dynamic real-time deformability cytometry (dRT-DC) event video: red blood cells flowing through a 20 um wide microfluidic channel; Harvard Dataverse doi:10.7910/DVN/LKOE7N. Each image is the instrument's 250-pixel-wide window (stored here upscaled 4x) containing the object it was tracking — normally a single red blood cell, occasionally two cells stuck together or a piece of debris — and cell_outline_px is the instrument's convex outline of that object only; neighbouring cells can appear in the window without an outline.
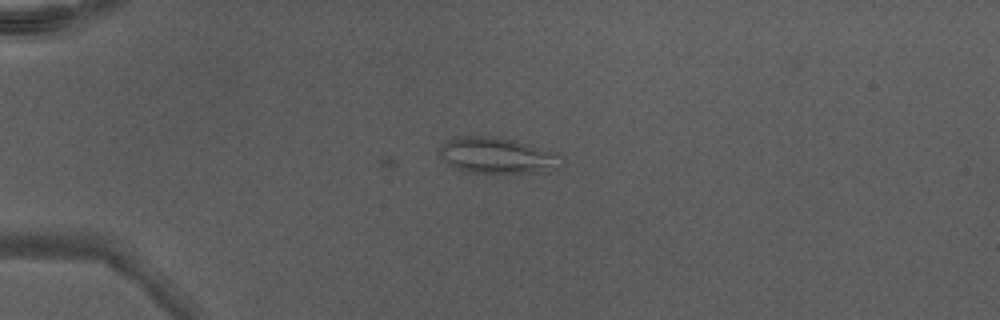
{"species": "Egyptian fruit bat (a non-hibernating species)", "species_latin": "Rousettus aegyptiacus", "temperature_condition": "warm", "stored_images_in_passage": 6, "camera_frame_rate_fps": 3000, "um_per_image_px": 0.085, "animal": {"sex": "male"}, "frame": {"image": 1, "passage_image": 6, "time_ms": 1.667, "image_size_px": [1000, 320], "cell_outline_px": [[560, 156], [548, 172], [468, 172], [456, 168], [448, 164], [440, 156], [440, 144], [448, 140], [460, 136], [492, 136], [516, 140], [540, 148]], "centroid_in_image_um": [42.12, 13.19], "position_along_channel_um": 42.9, "area_um2": 24.74}}